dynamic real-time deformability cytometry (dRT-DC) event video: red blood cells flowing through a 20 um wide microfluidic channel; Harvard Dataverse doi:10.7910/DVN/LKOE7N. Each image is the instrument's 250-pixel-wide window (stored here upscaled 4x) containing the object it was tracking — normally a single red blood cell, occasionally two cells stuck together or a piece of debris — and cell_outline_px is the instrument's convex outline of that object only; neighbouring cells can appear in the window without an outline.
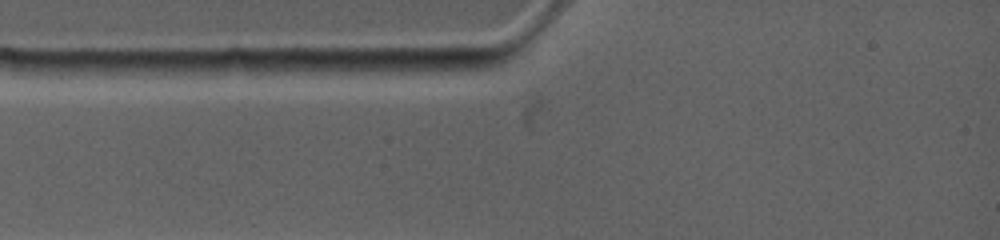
{"species": "common noctule bat (a hibernating species)", "species_latin": "Nyctalus noctula", "temperature_condition": "warm", "stored_images_in_passage": 1, "camera_frame_rate_fps": 4500, "um_per_image_px": 0.085, "animal": {"sex": "female", "body_mass_g": 19.0, "forearm_length_mm": 53.3}, "frame": {"image": 1, "passage_image": 1, "time_ms": 0.0, "image_size_px": [1000, 240], "cell_outline_px": [[312, 160], [256, 168], [228, 168], [204, 160], [212, 136], [220, 124], [296, 140], [304, 144], [312, 152]], "centroid_in_image_um": [21.53, 12.68], "position_along_channel_um": 63.5, "area_um2": 23.47}}